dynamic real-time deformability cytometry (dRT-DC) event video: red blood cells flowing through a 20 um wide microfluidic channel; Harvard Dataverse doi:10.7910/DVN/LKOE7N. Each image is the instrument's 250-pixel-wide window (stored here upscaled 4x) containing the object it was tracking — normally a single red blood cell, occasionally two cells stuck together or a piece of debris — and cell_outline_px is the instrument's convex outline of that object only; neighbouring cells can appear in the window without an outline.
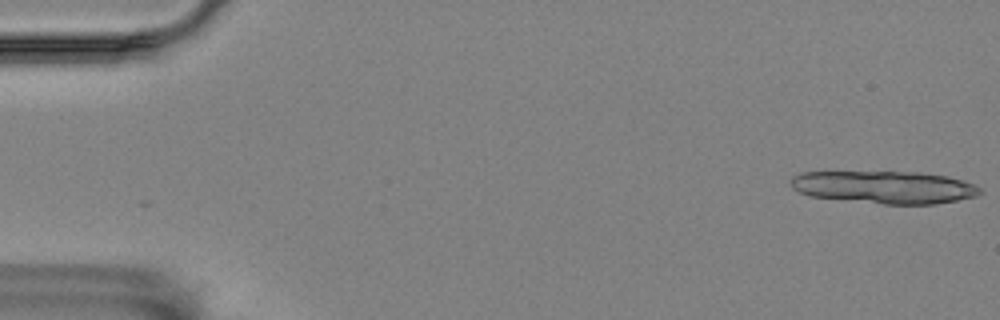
{"species": "Egyptian fruit bat (a non-hibernating species)", "species_latin": "Rousettus aegyptiacus", "temperature_condition": "room temperature", "stored_images_in_passage": 8, "camera_frame_rate_fps": 3000, "um_per_image_px": 0.085, "animal": {"sex": "female"}, "frame": {"image": 1, "passage_image": 1, "time_ms": 0.0, "image_size_px": [1000, 320], "cell_outline_px": [[984, 192], [976, 196], [936, 204], [884, 204], [812, 196], [800, 192], [792, 188], [788, 180], [792, 176], [800, 172], [920, 172], [948, 176], [964, 180], [980, 188]], "centroid_in_image_um": [75.18, 15.9], "position_along_channel_um": 9.8, "area_um2": 35.95}}